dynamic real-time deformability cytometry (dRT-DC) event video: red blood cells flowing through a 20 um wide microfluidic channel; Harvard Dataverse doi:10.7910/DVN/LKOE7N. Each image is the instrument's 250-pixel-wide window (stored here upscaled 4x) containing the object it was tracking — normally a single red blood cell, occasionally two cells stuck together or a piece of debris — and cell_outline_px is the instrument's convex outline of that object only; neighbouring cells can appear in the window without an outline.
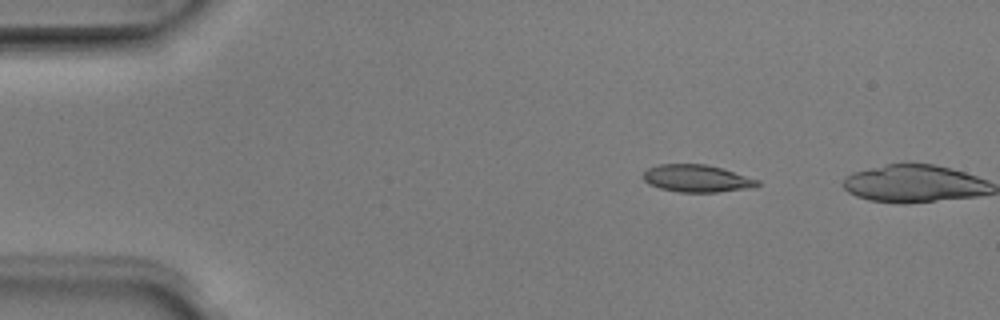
{"species": "Egyptian fruit bat (a non-hibernating species)", "species_latin": "Rousettus aegyptiacus", "temperature_condition": "room temperature", "stored_images_in_passage": 4, "camera_frame_rate_fps": 3000, "um_per_image_px": 0.085, "animal": {"sex": "male"}, "frame": {"image": 1, "passage_image": 3, "time_ms": 0.667, "image_size_px": [1000, 320], "cell_outline_px": [[760, 184], [756, 188], [716, 192], [676, 192], [660, 188], [648, 184], [644, 180], [644, 172], [648, 168], [660, 164], [704, 164], [720, 168], [760, 180]], "centroid_in_image_um": [59.25, 15.18], "position_along_channel_um": 25.7, "area_um2": 18.21}}